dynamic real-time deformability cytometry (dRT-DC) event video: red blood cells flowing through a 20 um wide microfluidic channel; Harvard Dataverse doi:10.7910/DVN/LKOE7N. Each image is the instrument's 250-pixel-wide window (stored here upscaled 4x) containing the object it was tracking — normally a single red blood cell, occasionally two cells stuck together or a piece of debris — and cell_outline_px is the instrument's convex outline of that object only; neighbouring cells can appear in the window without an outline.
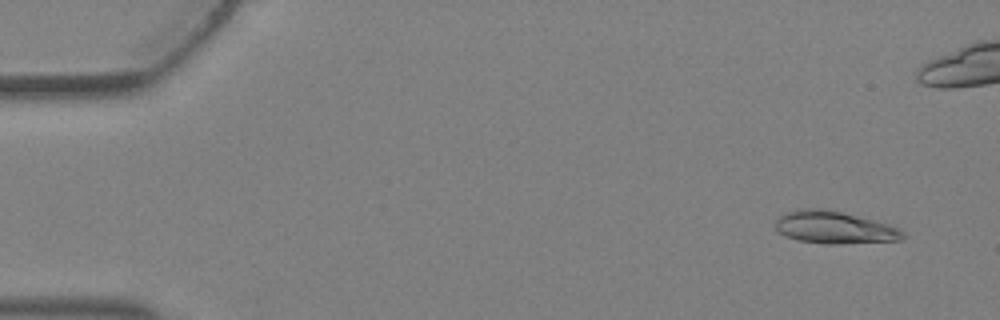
{"species": "Egyptian fruit bat (a non-hibernating species)", "species_latin": "Rousettus aegyptiacus", "temperature_condition": "warm", "stored_images_in_passage": 6, "segment_of_instrument_passage": [1, 2], "camera_frame_rate_fps": 3000, "um_per_image_px": 0.085, "animal": {"sex": "female"}, "frame": {"image": 1, "passage_image": 1, "time_ms": 0.0, "image_size_px": [1000, 320], "cell_outline_px": [[908, 236], [900, 240], [836, 244], [824, 244], [796, 240], [780, 232], [776, 228], [776, 220], [780, 216], [788, 212], [804, 208], [828, 208], [888, 224], [900, 228]], "centroid_in_image_um": [70.96, 19.33], "position_along_channel_um": 14.0, "area_um2": 24.04}}
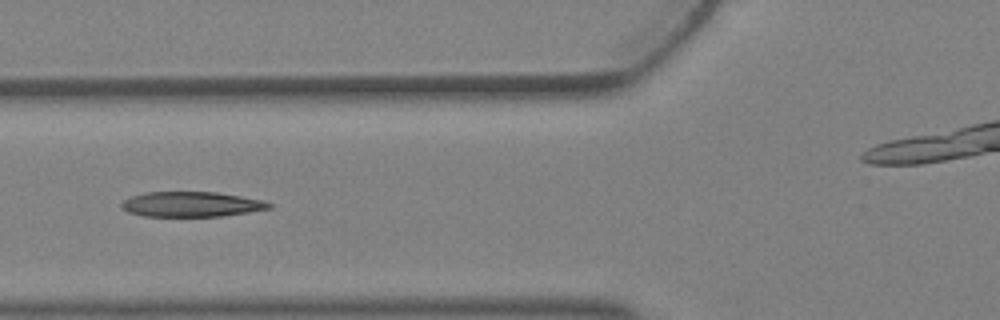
{"frame": {"image": 2, "passage_image": 5, "time_ms": 1.333, "image_size_px": [1000, 320], "cell_outline_px": [[272, 208], [224, 216], [144, 216], [128, 212], [120, 208], [120, 204], [124, 200], [132, 196], [144, 192], [216, 192], [264, 200], [272, 204]], "centroid_in_image_um": [16.26, 17.36], "position_along_channel_um": 109.5, "area_um2": 21.62}}